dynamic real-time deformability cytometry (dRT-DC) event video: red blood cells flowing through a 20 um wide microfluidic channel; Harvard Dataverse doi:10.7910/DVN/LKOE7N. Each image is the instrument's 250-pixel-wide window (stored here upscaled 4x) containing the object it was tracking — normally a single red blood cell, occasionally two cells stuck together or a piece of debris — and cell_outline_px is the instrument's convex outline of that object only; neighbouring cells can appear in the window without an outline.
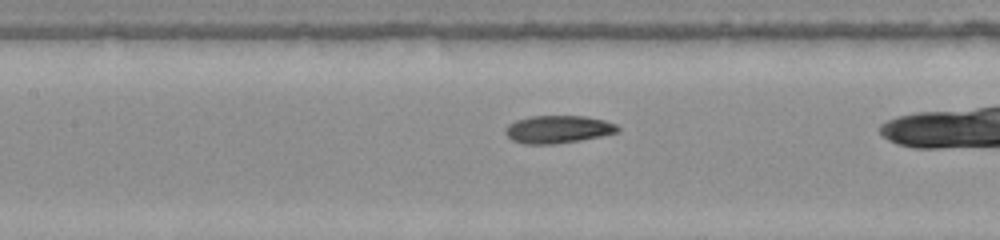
{"species": "common noctule bat (a hibernating species)", "species_latin": "Nyctalus noctula", "temperature_condition": "warm", "stored_images_in_passage": 36, "camera_frame_rate_fps": 3000, "um_per_image_px": 0.085, "animal": {"sex": "female", "body_mass_g": 22.0, "forearm_length_mm": 56.7}, "frame": {"image": 1, "passage_image": 20, "time_ms": 6.333, "image_size_px": [1000, 240], "cell_outline_px": [[620, 132], [580, 140], [556, 144], [524, 144], [512, 140], [504, 132], [504, 128], [508, 124], [516, 120], [532, 116], [584, 116], [604, 120], [616, 124], [620, 128]], "centroid_in_image_um": [47.42, 10.99], "position_along_channel_um": 160.0, "area_um2": 18.21}}
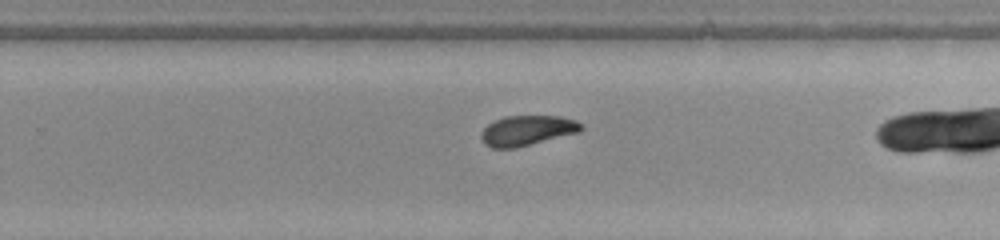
{"frame": {"image": 2, "passage_image": 29, "time_ms": 9.333, "image_size_px": [1000, 240], "cell_outline_px": [[584, 128], [580, 132], [516, 148], [492, 148], [484, 144], [480, 136], [480, 132], [488, 124], [504, 116], [560, 116], [576, 120], [584, 124]], "centroid_in_image_um": [44.83, 11.09], "position_along_channel_um": 285.0, "area_um2": 17.74}}
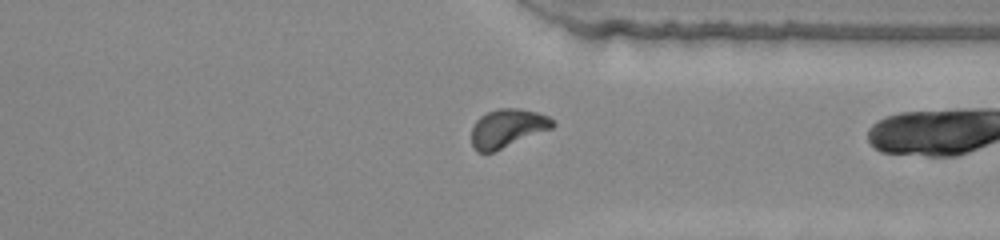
{"frame": {"image": 3, "passage_image": 35, "time_ms": 11.333, "image_size_px": [1000, 240], "cell_outline_px": [[556, 124], [552, 128], [496, 152], [476, 152], [472, 144], [472, 128], [476, 120], [480, 116], [488, 112], [500, 108], [520, 108], [536, 112], [548, 116], [556, 120]], "centroid_in_image_um": [43.15, 10.91], "position_along_channel_um": 368.2, "area_um2": 18.38}}